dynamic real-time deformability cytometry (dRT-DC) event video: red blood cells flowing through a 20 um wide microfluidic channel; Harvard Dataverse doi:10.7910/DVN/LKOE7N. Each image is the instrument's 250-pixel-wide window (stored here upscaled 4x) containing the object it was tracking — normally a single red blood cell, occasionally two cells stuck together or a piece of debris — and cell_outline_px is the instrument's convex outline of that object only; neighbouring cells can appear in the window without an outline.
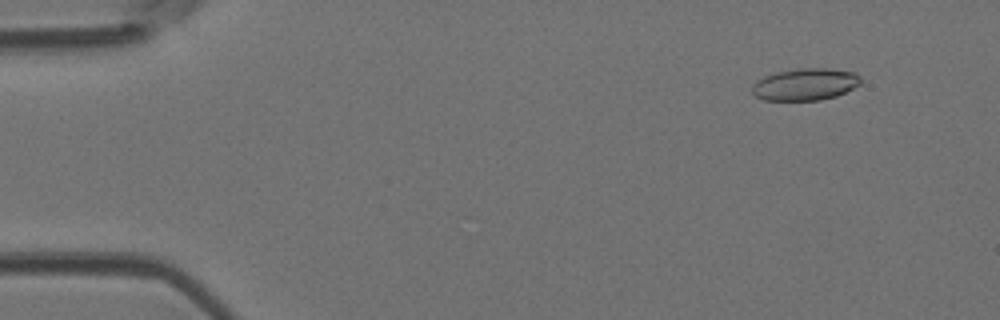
{"species": "Egyptian fruit bat (a non-hibernating species)", "species_latin": "Rousettus aegyptiacus", "temperature_condition": "room temperature", "stored_images_in_passage": 5, "camera_frame_rate_fps": 3000, "um_per_image_px": 0.085, "animal": {"sex": "female"}, "frame": {"image": 1, "passage_image": 2, "time_ms": 0.333, "image_size_px": [1000, 320], "cell_outline_px": [[860, 84], [836, 96], [820, 100], [764, 100], [756, 96], [752, 92], [752, 84], [756, 80], [764, 76], [776, 72], [796, 68], [828, 68], [852, 72], [860, 76]], "centroid_in_image_um": [68.4, 7.16], "position_along_channel_um": 16.6, "area_um2": 20.23}}
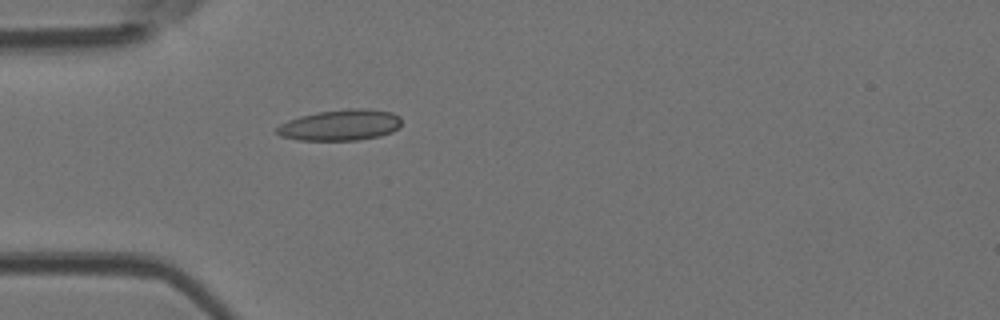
{"frame": {"image": 2, "passage_image": 5, "time_ms": 1.333, "image_size_px": [1000, 320], "cell_outline_px": [[400, 128], [392, 132], [380, 136], [356, 140], [300, 140], [280, 136], [276, 132], [276, 128], [280, 124], [288, 120], [300, 116], [316, 112], [348, 108], [360, 108], [392, 112], [400, 116]], "centroid_in_image_um": [28.93, 10.63], "position_along_channel_um": 56.1, "area_um2": 22.6}}